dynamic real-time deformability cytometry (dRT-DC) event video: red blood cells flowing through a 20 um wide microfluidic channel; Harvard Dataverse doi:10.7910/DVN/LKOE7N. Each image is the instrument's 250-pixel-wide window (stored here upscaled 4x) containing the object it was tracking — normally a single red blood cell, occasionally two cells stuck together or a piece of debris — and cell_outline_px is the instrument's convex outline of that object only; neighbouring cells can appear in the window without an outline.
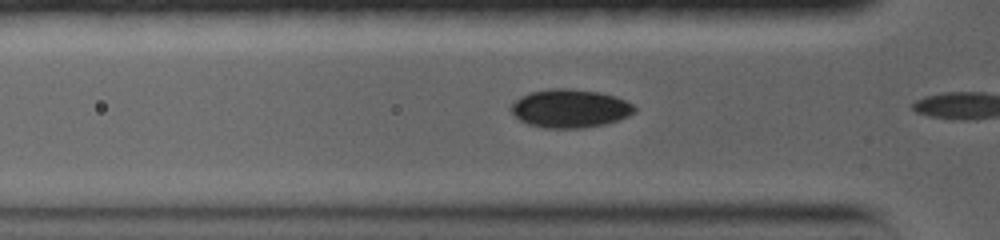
{"species": "common noctule bat (a hibernating species)", "species_latin": "Nyctalus noctula", "temperature_condition": "warm", "stored_images_in_passage": 6, "camera_frame_rate_fps": 5000, "um_per_image_px": 0.085, "animal": {"sex": "female", "body_mass_g": 19.0, "forearm_length_mm": 56.7}, "frame": {"image": 1, "passage_image": 5, "time_ms": 1.4, "image_size_px": [1000, 240], "cell_outline_px": [[636, 112], [620, 120], [604, 124], [580, 128], [544, 128], [528, 124], [520, 120], [508, 108], [520, 96], [528, 92], [548, 88], [568, 88], [600, 92], [616, 96], [632, 104], [636, 108]], "centroid_in_image_um": [48.44, 9.21], "position_along_channel_um": 77.4, "area_um2": 27.86}}